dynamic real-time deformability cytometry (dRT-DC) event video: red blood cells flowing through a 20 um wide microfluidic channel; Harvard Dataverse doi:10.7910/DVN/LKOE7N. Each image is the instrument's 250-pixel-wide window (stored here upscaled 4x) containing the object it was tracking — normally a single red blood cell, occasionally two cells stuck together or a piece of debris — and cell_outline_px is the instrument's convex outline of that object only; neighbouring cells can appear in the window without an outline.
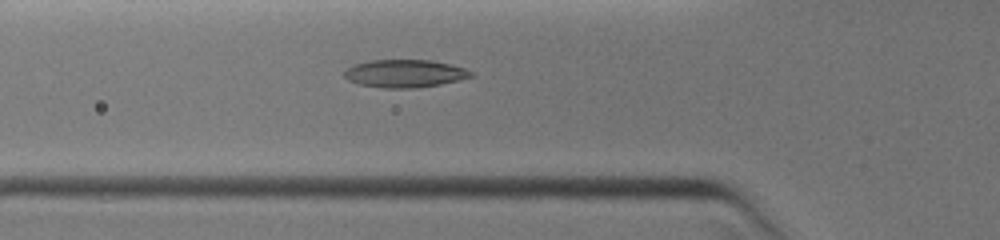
{"species": "common noctule bat (a hibernating species)", "species_latin": "Nyctalus noctula", "temperature_condition": "warm", "stored_images_in_passage": 2, "camera_frame_rate_fps": 3000, "um_per_image_px": 0.085, "animal": {"sex": "female", "body_mass_g": 19.0, "forearm_length_mm": 51.5}, "frame": {"image": 1, "passage_image": 2, "time_ms": 0.333, "image_size_px": [1000, 240], "cell_outline_px": [[472, 76], [440, 84], [412, 88], [380, 88], [360, 84], [348, 80], [344, 76], [344, 72], [348, 68], [356, 64], [368, 60], [432, 60], [452, 64], [464, 68], [472, 72]], "centroid_in_image_um": [34.38, 6.24], "position_along_channel_um": 91.4, "area_um2": 20.35}}